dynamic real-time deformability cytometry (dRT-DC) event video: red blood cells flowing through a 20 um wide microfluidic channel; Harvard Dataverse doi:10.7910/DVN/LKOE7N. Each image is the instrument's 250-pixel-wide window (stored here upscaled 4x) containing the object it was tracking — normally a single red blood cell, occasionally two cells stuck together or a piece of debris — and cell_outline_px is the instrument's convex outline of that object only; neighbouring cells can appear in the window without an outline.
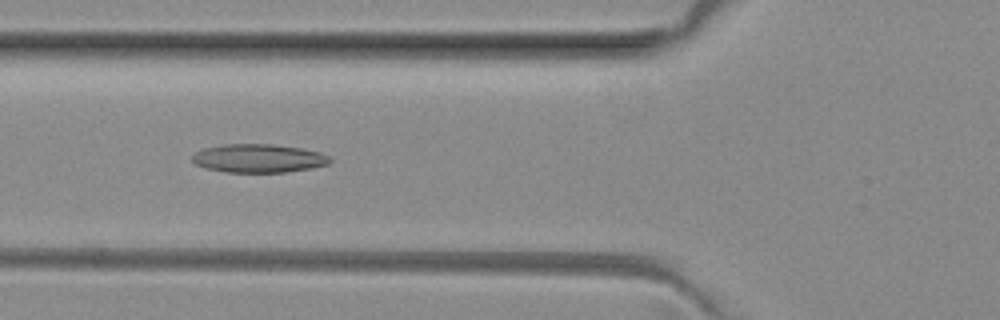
{"species": "common noctule bat (a hibernating species)", "species_latin": "Nyctalus noctula", "temperature_condition": "room temperature", "stored_images_in_passage": 43, "camera_frame_rate_fps": 3000, "um_per_image_px": 0.085, "animal": {"sex": "female", "body_mass_g": 29.2, "forearm_length_mm": 56.3}, "frame": {"image": 1, "passage_image": 11, "time_ms": 3.333, "image_size_px": [1000, 320], "cell_outline_px": [[332, 160], [328, 164], [312, 168], [288, 172], [224, 172], [204, 168], [196, 164], [192, 160], [192, 156], [196, 152], [204, 148], [224, 144], [272, 144], [300, 148], [320, 152], [328, 156]], "centroid_in_image_um": [21.97, 13.46], "position_along_channel_um": 103.8, "area_um2": 22.89}}
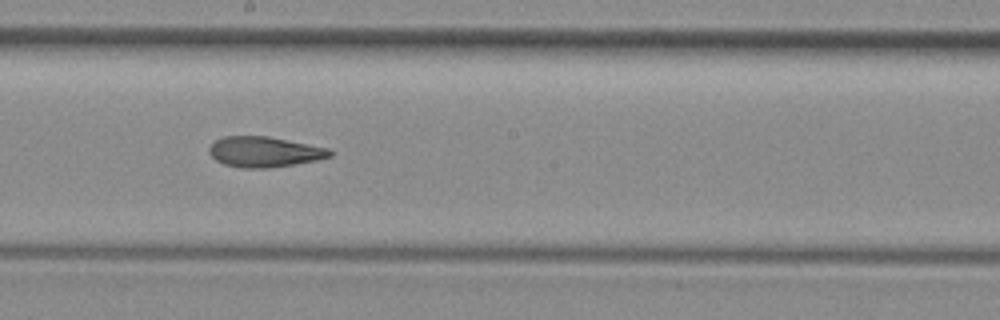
{"frame": {"image": 2, "passage_image": 20, "time_ms": 6.333, "image_size_px": [1000, 320], "cell_outline_px": [[336, 152], [332, 156], [316, 160], [296, 164], [272, 168], [240, 168], [224, 164], [216, 160], [208, 152], [208, 148], [216, 140], [224, 136], [268, 136], [328, 148]], "centroid_in_image_um": [22.49, 12.91], "position_along_channel_um": 225.7, "area_um2": 21.56}}
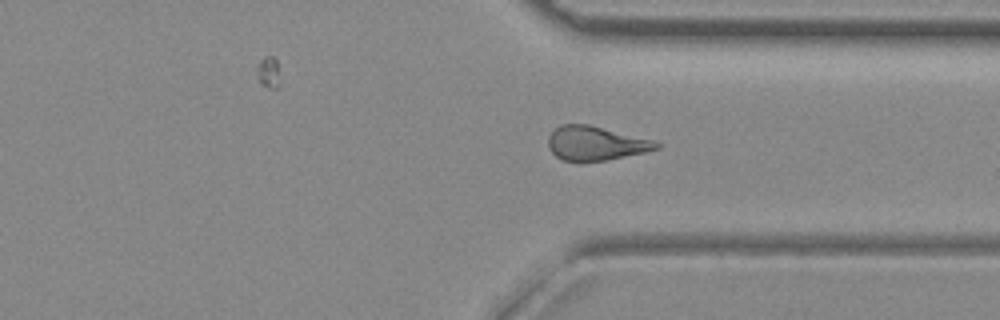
{"frame": {"image": 3, "passage_image": 30, "time_ms": 9.667, "image_size_px": [1000, 320], "cell_outline_px": [[660, 148], [644, 152], [608, 160], [580, 164], [560, 160], [548, 148], [548, 136], [560, 124], [588, 124], [656, 140], [660, 144]], "centroid_in_image_um": [50.61, 12.21], "position_along_channel_um": 360.8, "area_um2": 22.14}, "authors_computed_cell_mechanics": {"area_um2": 22.1952, "velocity_mm_per_s": 4.0576, "shape_relaxation_time_tau1_ms": null, "shape_relaxation_time_tau2_ms": 3.9099, "deformation_change_tau1": null, "deformation_change_tau2": 0.1297}}